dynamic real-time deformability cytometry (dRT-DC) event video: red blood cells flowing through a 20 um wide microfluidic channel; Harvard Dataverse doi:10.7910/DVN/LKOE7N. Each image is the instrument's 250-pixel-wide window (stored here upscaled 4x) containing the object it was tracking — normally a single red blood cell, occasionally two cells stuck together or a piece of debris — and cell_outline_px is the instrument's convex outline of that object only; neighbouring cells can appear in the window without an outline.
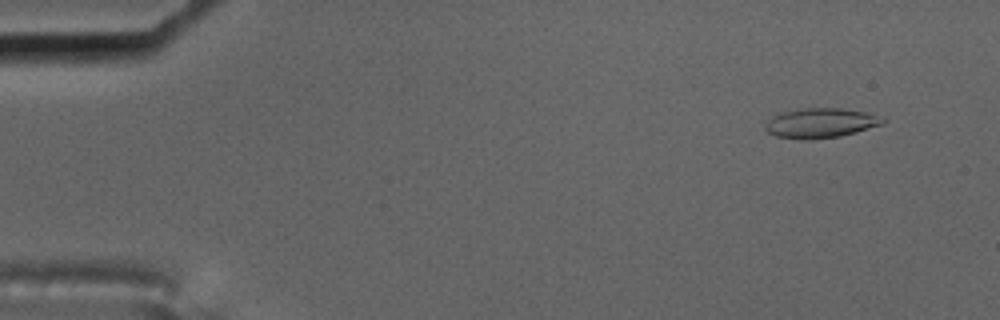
{"species": "common noctule bat (a hibernating species)", "species_latin": "Nyctalus noctula", "temperature_condition": "cold", "stored_images_in_passage": 58, "camera_frame_rate_fps": 3000, "um_per_image_px": 0.085, "animal": {"sex": "male", "body_mass_g": 17.5, "forearm_length_mm": 52.3}, "frame": {"image": 1, "passage_image": 5, "time_ms": 1.333, "image_size_px": [1000, 320], "cell_outline_px": [[888, 120], [884, 124], [856, 132], [840, 136], [808, 140], [800, 140], [776, 136], [768, 132], [764, 128], [764, 124], [772, 116], [784, 112], [804, 108], [840, 108], [864, 112]], "centroid_in_image_um": [69.73, 10.47], "position_along_channel_um": 15.3, "area_um2": 20.35}}
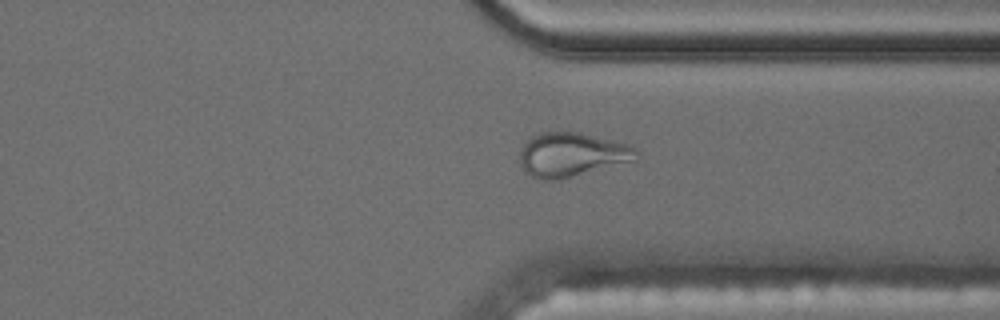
{"frame": {"image": 2, "passage_image": 44, "time_ms": 14.333, "image_size_px": [1000, 320], "cell_outline_px": [[640, 156], [636, 160], [556, 180], [544, 180], [532, 176], [524, 172], [520, 164], [520, 148], [532, 136], [540, 132], [580, 132], [628, 144], [636, 148]], "centroid_in_image_um": [48.59, 13.14], "position_along_channel_um": 362.8, "area_um2": 29.88}}
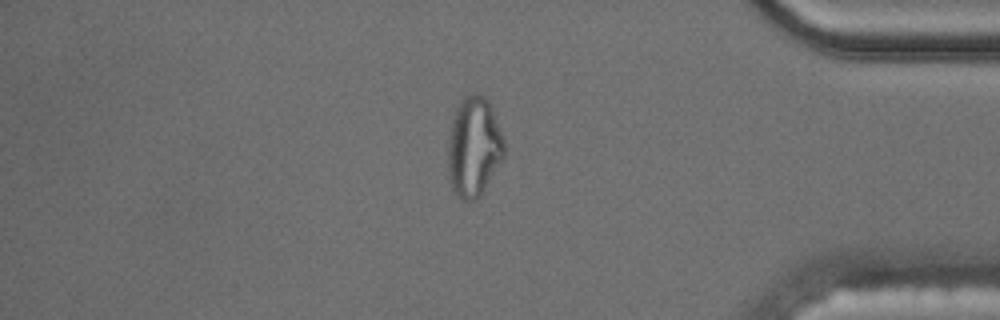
{"frame": {"image": 3, "passage_image": 49, "time_ms": 16.0, "image_size_px": [1000, 320], "cell_outline_px": [[504, 156], [480, 196], [476, 200], [464, 200], [452, 188], [448, 168], [448, 144], [452, 120], [456, 108], [460, 100], [464, 96], [484, 96], [492, 104], [504, 140]], "centroid_in_image_um": [40.29, 12.47], "position_along_channel_um": 394.9, "area_um2": 32.37}, "authors_computed_cell_mechanics": {"area_um2": 20.4901, "velocity_mm_per_s": 3.5181, "shape_relaxation_time_tau1_ms": null, "shape_relaxation_time_tau2_ms": 1.7259, "deformation_change_tau1": null, "deformation_change_tau2": 0.08}}